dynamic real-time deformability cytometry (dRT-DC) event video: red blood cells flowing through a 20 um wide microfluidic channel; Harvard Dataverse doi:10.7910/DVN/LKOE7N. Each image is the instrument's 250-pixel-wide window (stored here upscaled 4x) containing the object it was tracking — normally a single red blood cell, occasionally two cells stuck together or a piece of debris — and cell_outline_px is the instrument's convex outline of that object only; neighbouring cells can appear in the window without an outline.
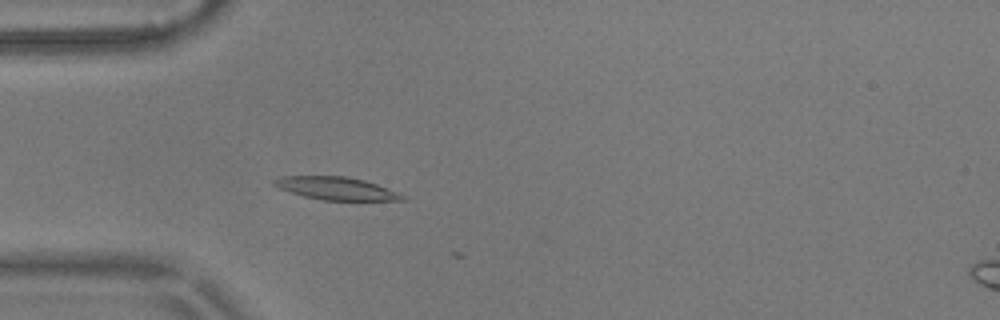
{"species": "common noctule bat (a hibernating species)", "species_latin": "Nyctalus noctula", "temperature_condition": "warm", "stored_images_in_passage": 5, "camera_frame_rate_fps": 3000, "um_per_image_px": 0.085, "animal": {"sex": "male", "body_mass_g": 17.9}, "frame": {"image": 1, "passage_image": 5, "time_ms": 1.333, "image_size_px": [1000, 320], "cell_outline_px": [[404, 200], [320, 200], [304, 196], [280, 188], [272, 184], [272, 180], [280, 176], [344, 176], [364, 180], [388, 188], [404, 196]], "centroid_in_image_um": [28.53, 16.0], "position_along_channel_um": 56.5, "area_um2": 16.82}}